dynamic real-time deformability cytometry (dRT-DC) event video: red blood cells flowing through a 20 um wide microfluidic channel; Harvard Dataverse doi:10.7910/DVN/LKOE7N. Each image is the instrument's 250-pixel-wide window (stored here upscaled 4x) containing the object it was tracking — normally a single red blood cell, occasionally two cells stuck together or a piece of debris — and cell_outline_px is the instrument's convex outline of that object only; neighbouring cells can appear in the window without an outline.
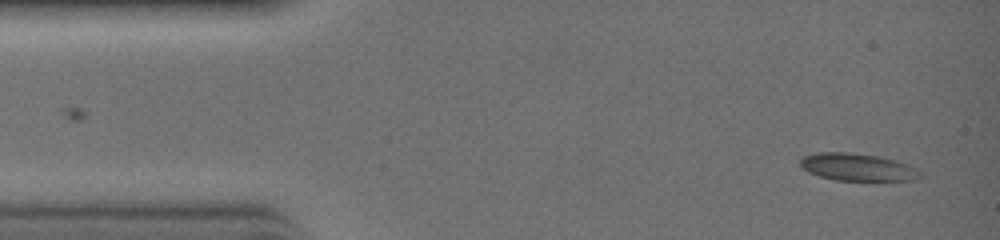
{"species": "common noctule bat (a hibernating species)", "species_latin": "Nyctalus noctula", "temperature_condition": "warm", "stored_images_in_passage": 31, "camera_frame_rate_fps": 3000, "um_per_image_px": 0.085, "animal": {"sex": "female", "body_mass_g": 19.0, "forearm_length_mm": 51.5}, "frame": {"image": 1, "passage_image": 1, "time_ms": 0.0, "image_size_px": [1000, 240], "cell_outline_px": [[920, 176], [908, 180], [836, 180], [820, 176], [808, 172], [800, 164], [800, 160], [804, 156], [816, 152], [848, 152], [880, 156], [896, 160], [908, 164], [920, 172]], "centroid_in_image_um": [72.85, 14.19], "position_along_channel_um": 12.2, "area_um2": 18.9}}
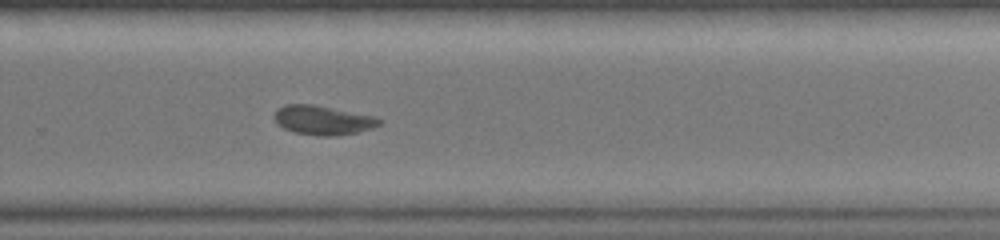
{"frame": {"image": 2, "passage_image": 20, "time_ms": 6.333, "image_size_px": [1000, 240], "cell_outline_px": [[384, 124], [360, 132], [332, 136], [320, 136], [296, 132], [284, 128], [276, 124], [272, 116], [284, 104], [316, 104], [372, 116], [384, 120]], "centroid_in_image_um": [27.47, 10.21], "position_along_channel_um": 302.3, "area_um2": 18.03}}
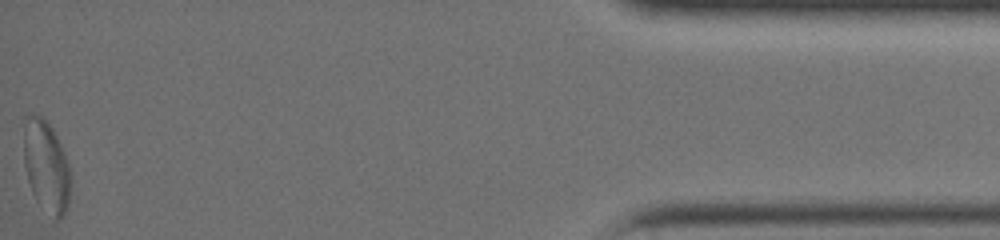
{"frame": {"image": 3, "passage_image": 31, "time_ms": 10.0, "image_size_px": [1000, 240], "cell_outline_px": [[68, 204], [60, 220], [56, 220], [32, 192], [28, 180], [24, 160], [24, 116], [32, 112], [44, 116], [52, 128], [64, 152], [68, 164]], "centroid_in_image_um": [3.89, 14.01], "position_along_channel_um": 431.3, "area_um2": 24.39}}